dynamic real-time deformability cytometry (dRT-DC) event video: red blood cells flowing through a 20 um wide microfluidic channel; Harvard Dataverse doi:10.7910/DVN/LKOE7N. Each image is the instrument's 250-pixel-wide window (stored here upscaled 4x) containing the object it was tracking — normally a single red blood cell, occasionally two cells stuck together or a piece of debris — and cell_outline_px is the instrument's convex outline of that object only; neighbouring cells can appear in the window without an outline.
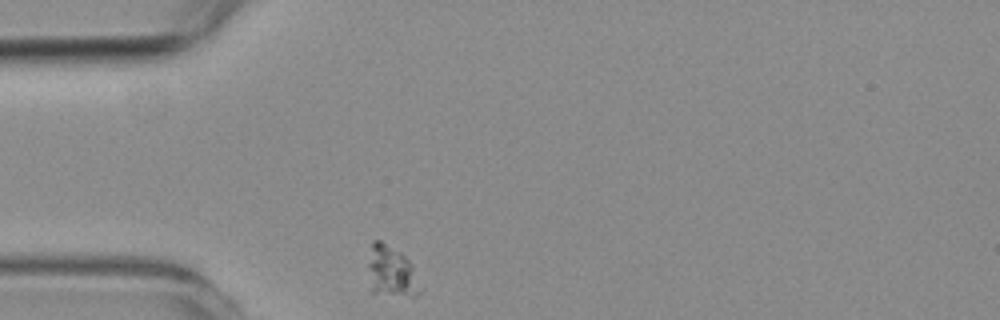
{"species": "common noctule bat (a hibernating species)", "species_latin": "Nyctalus noctula", "temperature_condition": "room temperature", "stored_images_in_passage": 34, "camera_frame_rate_fps": 3000, "um_per_image_px": 0.085, "animal": {"sex": "female", "body_mass_g": 19.3, "forearm_length_mm": 54.1}, "frame": {"image": 1, "passage_image": 1, "time_ms": 0.0, "image_size_px": [1000, 320], "cell_outline_px": [[420, 292], [416, 296], [412, 296], [368, 292], [368, 264], [372, 240], [380, 240], [400, 252], [412, 264]], "centroid_in_image_um": [33.19, 23.09], "position_along_channel_um": 51.8, "area_um2": 15.37}}
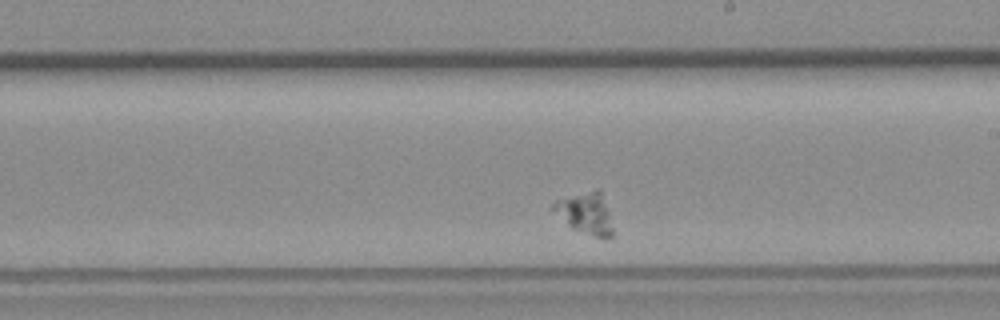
{"frame": {"image": 2, "passage_image": 20, "time_ms": 6.333, "image_size_px": [1000, 320], "cell_outline_px": [[612, 236], [596, 236], [572, 228], [548, 208], [556, 200], [596, 188], [600, 188], [608, 212], [612, 228]], "centroid_in_image_um": [49.71, 18.07], "position_along_channel_um": 239.3, "area_um2": 14.1}}
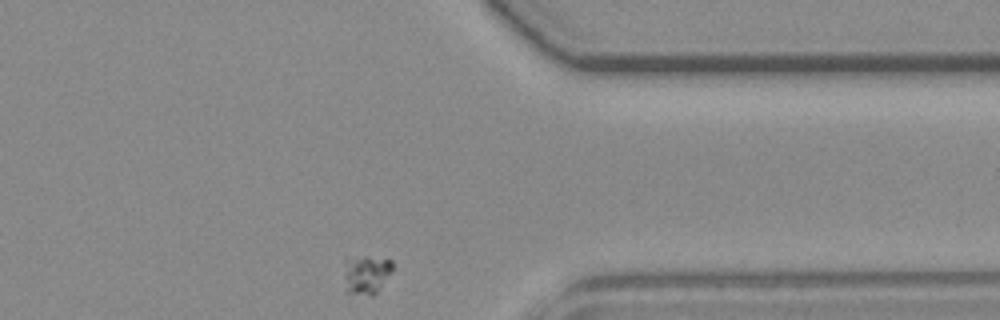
{"frame": {"image": 3, "passage_image": 34, "time_ms": 11.0, "image_size_px": [1000, 320], "cell_outline_px": [[392, 272], [380, 288], [372, 296], [368, 296], [344, 292], [344, 256], [368, 256], [392, 260]], "centroid_in_image_um": [31.07, 23.31], "position_along_channel_um": 380.3, "area_um2": 11.56}}